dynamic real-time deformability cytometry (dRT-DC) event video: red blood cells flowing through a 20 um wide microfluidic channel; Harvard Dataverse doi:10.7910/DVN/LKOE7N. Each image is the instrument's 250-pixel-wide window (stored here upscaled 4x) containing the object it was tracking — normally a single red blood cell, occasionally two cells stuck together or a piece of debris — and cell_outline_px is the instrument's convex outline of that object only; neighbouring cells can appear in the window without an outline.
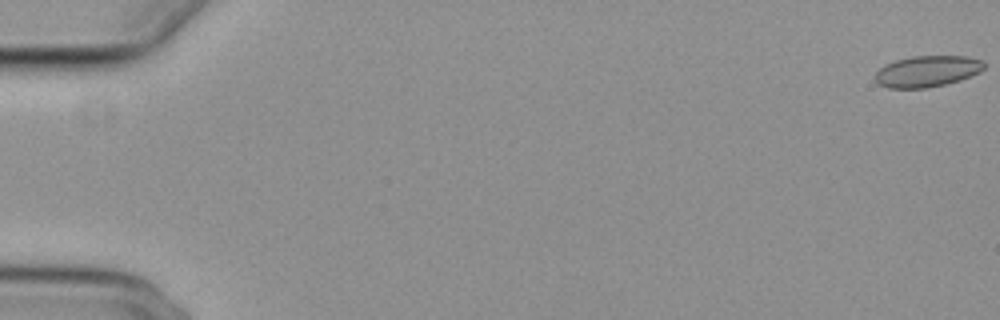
{"species": "common noctule bat (a hibernating species)", "species_latin": "Nyctalus noctula", "temperature_condition": "cold", "stored_images_in_passage": 11, "camera_frame_rate_fps": 3000, "um_per_image_px": 0.085, "animal": {"sex": "female", "body_mass_g": 29.2, "forearm_length_mm": 56.3}, "frame": {"image": 1, "passage_image": 1, "time_ms": 0.0, "image_size_px": [1000, 320], "cell_outline_px": [[984, 68], [980, 72], [960, 80], [944, 84], [924, 88], [888, 88], [876, 84], [876, 72], [884, 64], [896, 60], [912, 56], [968, 56], [984, 60]], "centroid_in_image_um": [78.81, 6.05], "position_along_channel_um": 6.2, "area_um2": 19.88}}